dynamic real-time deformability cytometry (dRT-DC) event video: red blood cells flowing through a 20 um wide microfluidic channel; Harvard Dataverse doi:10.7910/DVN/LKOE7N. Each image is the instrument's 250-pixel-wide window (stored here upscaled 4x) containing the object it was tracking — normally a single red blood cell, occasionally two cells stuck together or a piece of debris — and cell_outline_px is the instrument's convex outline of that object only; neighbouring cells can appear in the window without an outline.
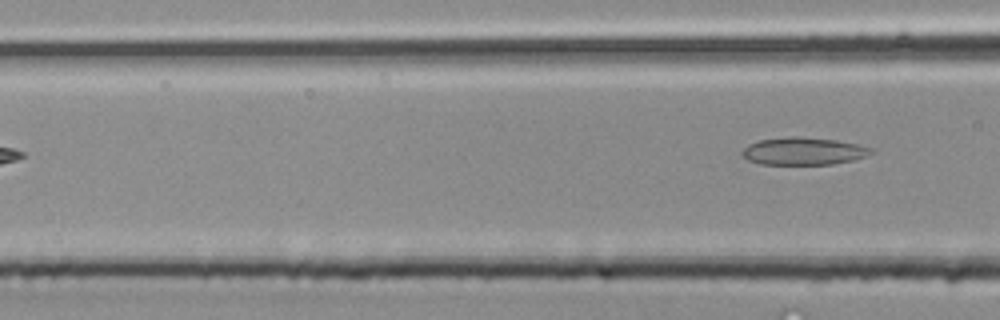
{"species": "common noctule bat (a hibernating species)", "species_latin": "Nyctalus noctula", "temperature_condition": "room temperature", "stored_images_in_passage": 4, "camera_frame_rate_fps": 3000, "um_per_image_px": 0.085, "animal": {"sex": "male", "body_mass_g": 20.4}, "frame": {"image": 1, "passage_image": 4, "time_ms": 1.0, "image_size_px": [1000, 320], "cell_outline_px": [[872, 152], [864, 156], [852, 160], [832, 164], [760, 164], [748, 160], [740, 152], [748, 144], [756, 140], [788, 136], [796, 136], [836, 140], [856, 144], [872, 148]], "centroid_in_image_um": [68.23, 12.84], "position_along_channel_um": 98.4, "area_um2": 20.58}}